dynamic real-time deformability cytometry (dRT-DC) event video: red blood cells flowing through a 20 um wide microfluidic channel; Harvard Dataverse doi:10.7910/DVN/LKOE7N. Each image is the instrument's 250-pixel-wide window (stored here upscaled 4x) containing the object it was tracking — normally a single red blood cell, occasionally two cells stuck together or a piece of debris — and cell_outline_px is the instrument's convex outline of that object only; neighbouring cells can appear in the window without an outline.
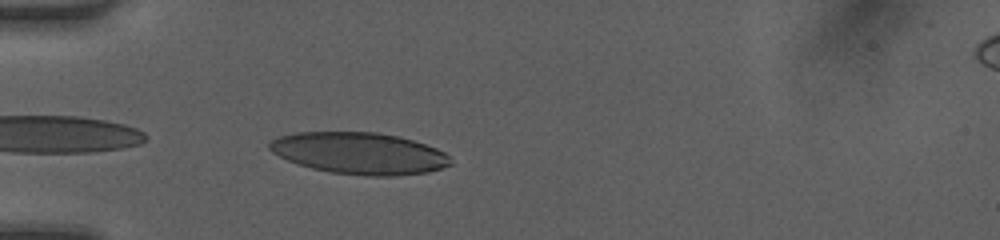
{"species": "human", "species_latin": "Homo sapiens", "temperature_condition": "room temperature", "stored_images_in_passage": 31, "camera_frame_rate_fps": 3000, "um_per_image_px": 0.085, "donor": {"sex": "female"}, "frame": {"image": 1, "passage_image": 1, "time_ms": 0.0, "image_size_px": [1000, 240], "cell_outline_px": [[452, 164], [428, 172], [392, 176], [368, 176], [332, 172], [312, 168], [296, 164], [272, 152], [268, 148], [268, 144], [272, 140], [280, 136], [296, 132], [376, 132], [396, 136], [412, 140], [436, 148], [444, 152], [448, 156]], "centroid_in_image_um": [30.52, 13.03], "position_along_channel_um": 54.5, "area_um2": 43.75}}
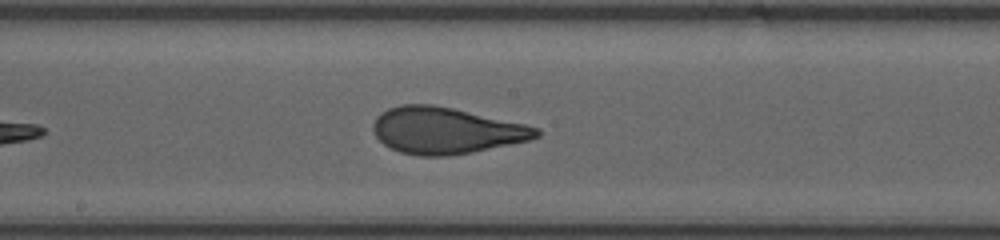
{"frame": {"image": 2, "passage_image": 13, "time_ms": 4.0, "image_size_px": [1000, 240], "cell_outline_px": [[540, 136], [528, 140], [472, 152], [448, 156], [420, 156], [400, 152], [384, 144], [376, 136], [372, 128], [372, 124], [376, 116], [380, 112], [388, 108], [400, 104], [432, 104], [452, 108], [524, 124], [540, 128]], "centroid_in_image_um": [37.86, 11.09], "position_along_channel_um": 210.3, "area_um2": 43.99}}
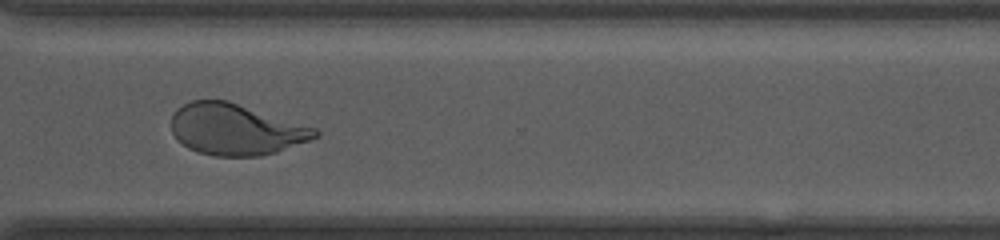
{"frame": {"image": 3, "passage_image": 23, "time_ms": 7.333, "image_size_px": [1000, 240], "cell_outline_px": [[320, 136], [276, 152], [260, 156], [216, 156], [196, 152], [188, 148], [176, 140], [172, 132], [172, 112], [176, 108], [192, 100], [228, 100], [316, 128], [320, 132]], "centroid_in_image_um": [20.01, 11.0], "position_along_channel_um": 350.6, "area_um2": 43.06}, "authors_computed_cell_mechanics": {"area_um2": 43.7546, "velocity_mm_per_s": 4.2449, "shape_relaxation_time_tau1_ms": 5.0987, "shape_relaxation_time_tau2_ms": null, "deformation_change_tau1": 0.2203, "deformation_change_tau2": null}}